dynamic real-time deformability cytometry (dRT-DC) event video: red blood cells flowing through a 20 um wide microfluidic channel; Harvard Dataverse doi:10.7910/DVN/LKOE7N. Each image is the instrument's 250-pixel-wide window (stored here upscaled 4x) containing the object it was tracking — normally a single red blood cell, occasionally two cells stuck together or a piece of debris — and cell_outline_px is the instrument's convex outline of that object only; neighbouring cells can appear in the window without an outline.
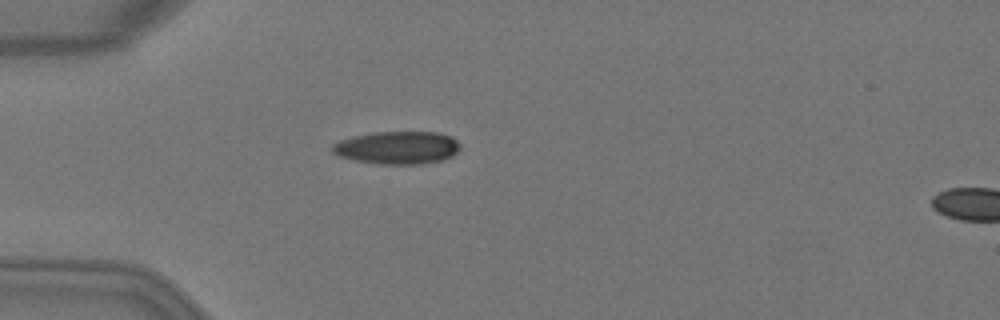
{"species": "Egyptian fruit bat (a non-hibernating species)", "species_latin": "Rousettus aegyptiacus", "temperature_condition": "warm", "stored_images_in_passage": 4, "camera_frame_rate_fps": 3000, "um_per_image_px": 0.085, "animal": {"sex": "female"}, "frame": {"image": 1, "passage_image": 3, "time_ms": 0.667, "image_size_px": [1000, 320], "cell_outline_px": [[460, 148], [452, 156], [444, 160], [424, 164], [380, 164], [356, 160], [340, 156], [332, 152], [332, 144], [340, 140], [352, 136], [372, 132], [440, 132], [452, 136], [460, 144]], "centroid_in_image_um": [33.81, 12.54], "position_along_channel_um": 51.2, "area_um2": 24.62}}